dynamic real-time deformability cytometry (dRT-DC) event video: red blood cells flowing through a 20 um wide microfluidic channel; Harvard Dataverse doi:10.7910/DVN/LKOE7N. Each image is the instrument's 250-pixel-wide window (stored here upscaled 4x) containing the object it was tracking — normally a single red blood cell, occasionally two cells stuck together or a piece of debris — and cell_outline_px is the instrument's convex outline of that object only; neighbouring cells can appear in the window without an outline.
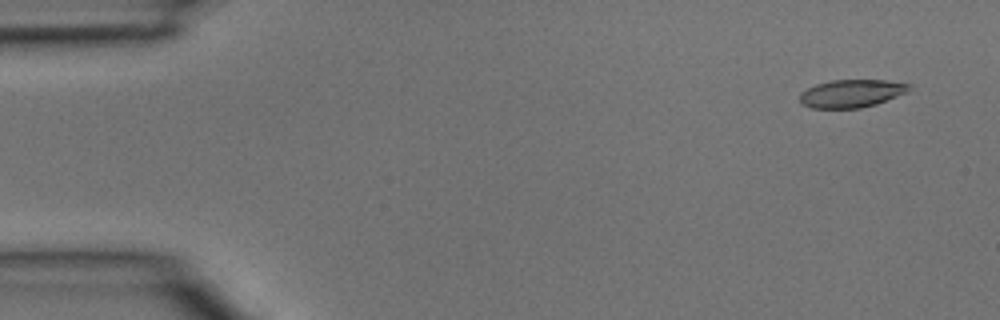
{"species": "common noctule bat (a hibernating species)", "species_latin": "Nyctalus noctula", "temperature_condition": "room temperature", "stored_images_in_passage": 4, "segment_of_instrument_passage": [2, 2], "camera_frame_rate_fps": 3000, "um_per_image_px": 0.085, "animal": {"sex": "male", "body_mass_g": 15.6}, "frame": {"image": 1, "passage_image": 4, "time_ms": 1.0, "image_size_px": [1000, 320], "cell_outline_px": [[908, 92], [876, 104], [860, 108], [812, 108], [804, 104], [800, 100], [800, 92], [816, 84], [832, 80], [884, 80], [908, 84]], "centroid_in_image_um": [72.35, 7.94], "position_along_channel_um": 12.6, "area_um2": 17.51}}